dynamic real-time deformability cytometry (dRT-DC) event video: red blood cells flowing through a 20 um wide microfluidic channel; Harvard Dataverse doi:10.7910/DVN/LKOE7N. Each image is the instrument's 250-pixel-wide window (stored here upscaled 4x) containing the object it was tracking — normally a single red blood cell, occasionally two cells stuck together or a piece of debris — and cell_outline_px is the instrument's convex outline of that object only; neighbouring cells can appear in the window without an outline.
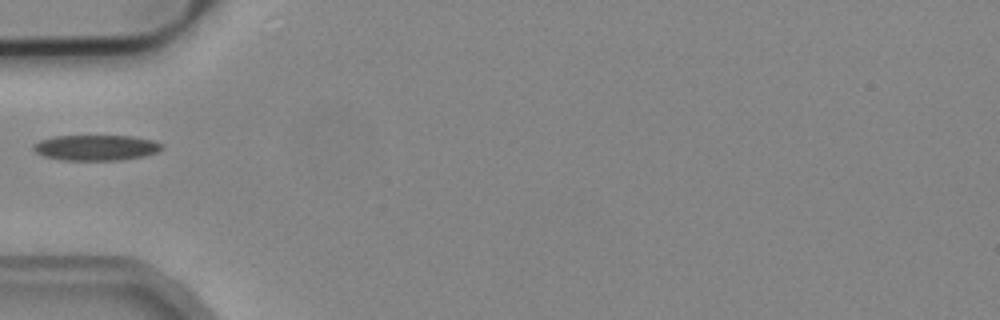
{"species": "common noctule bat (a hibernating species)", "species_latin": "Nyctalus noctula", "temperature_condition": "cold", "stored_images_in_passage": 22, "camera_frame_rate_fps": 3000, "um_per_image_px": 0.085, "animal": {"sex": "male", "body_mass_g": 19.2, "forearm_length_mm": 51.8}, "frame": {"image": 1, "passage_image": 1, "time_ms": 0.0, "image_size_px": [1000, 320], "cell_outline_px": [[164, 148], [160, 152], [144, 156], [120, 160], [60, 160], [44, 156], [36, 152], [32, 148], [32, 144], [40, 140], [52, 136], [132, 136], [152, 140], [164, 144]], "centroid_in_image_um": [8.18, 12.55], "position_along_channel_um": 76.8, "area_um2": 19.36}}
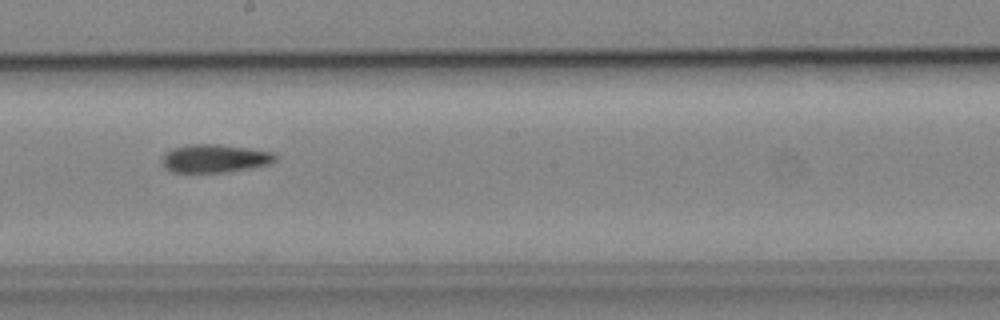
{"frame": {"image": 2, "passage_image": 13, "time_ms": 4.0, "image_size_px": [1000, 320], "cell_outline_px": [[276, 160], [268, 164], [228, 172], [172, 172], [164, 168], [164, 152], [172, 148], [188, 144], [220, 144], [272, 152], [276, 156]], "centroid_in_image_um": [18.22, 13.46], "position_along_channel_um": 230.0, "area_um2": 18.44}}
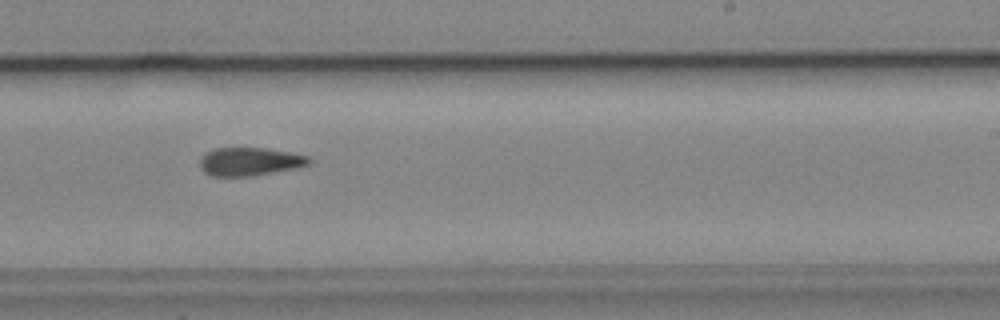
{"frame": {"image": 3, "passage_image": 16, "time_ms": 5.0, "image_size_px": [1000, 320], "cell_outline_px": [[312, 160], [308, 164], [296, 168], [252, 176], [212, 176], [204, 172], [200, 168], [200, 156], [204, 152], [216, 148], [268, 148], [308, 156]], "centroid_in_image_um": [21.19, 13.73], "position_along_channel_um": 267.8, "area_um2": 18.03}}